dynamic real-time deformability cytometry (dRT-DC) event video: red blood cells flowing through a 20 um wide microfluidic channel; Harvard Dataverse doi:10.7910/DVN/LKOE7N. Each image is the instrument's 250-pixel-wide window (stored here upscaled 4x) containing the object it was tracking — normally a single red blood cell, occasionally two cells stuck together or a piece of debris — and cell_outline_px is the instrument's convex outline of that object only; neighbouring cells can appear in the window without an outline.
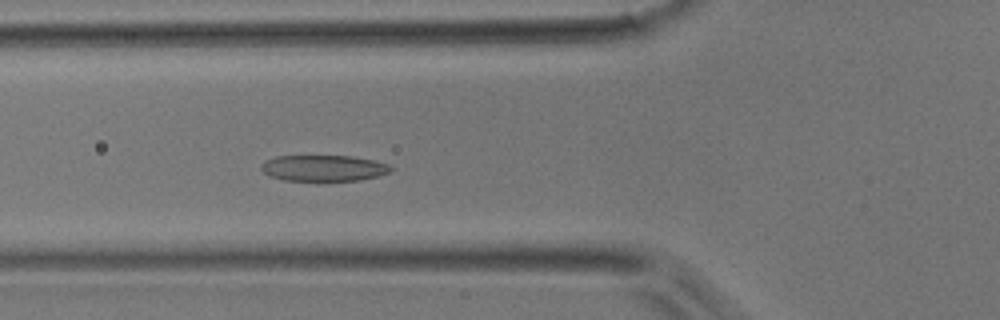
{"species": "common noctule bat (a hibernating species)", "species_latin": "Nyctalus noctula", "temperature_condition": "room temperature", "stored_images_in_passage": 46, "camera_frame_rate_fps": 3000, "um_per_image_px": 0.085, "animal": {"sex": "male", "body_mass_g": 17.9}, "frame": {"image": 1, "passage_image": 16, "time_ms": 5.0, "image_size_px": [1000, 320], "cell_outline_px": [[392, 168], [388, 172], [380, 176], [360, 180], [316, 184], [284, 180], [272, 176], [264, 172], [260, 168], [264, 160], [276, 156], [352, 156], [376, 160], [388, 164]], "centroid_in_image_um": [27.51, 14.34], "position_along_channel_um": 98.3, "area_um2": 20.69}}
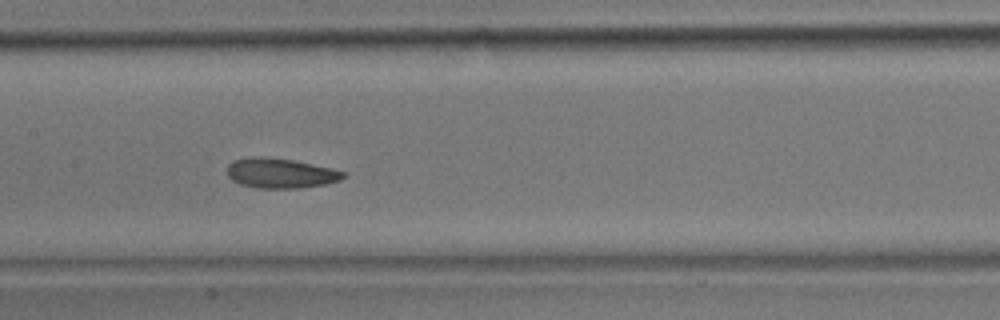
{"frame": {"image": 2, "passage_image": 22, "time_ms": 7.0, "image_size_px": [1000, 320], "cell_outline_px": [[348, 176], [340, 180], [324, 184], [300, 188], [256, 188], [240, 184], [232, 180], [228, 176], [228, 164], [232, 160], [252, 156], [260, 156], [292, 160], [348, 172]], "centroid_in_image_um": [23.84, 14.72], "position_along_channel_um": 183.6, "area_um2": 20.29}}
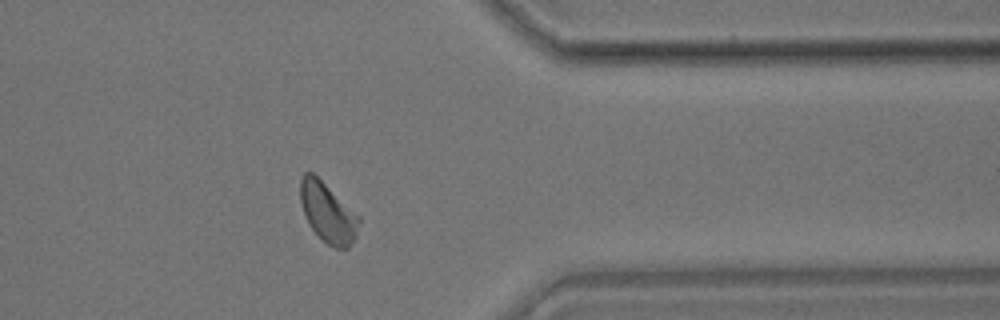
{"frame": {"image": 3, "passage_image": 37, "time_ms": 12.0, "image_size_px": [1000, 320], "cell_outline_px": [[360, 224], [356, 236], [348, 248], [336, 248], [328, 244], [308, 224], [304, 216], [300, 204], [300, 180], [304, 172], [312, 172], [360, 216]], "centroid_in_image_um": [27.85, 18.06], "position_along_channel_um": 383.5, "area_um2": 20.29}}